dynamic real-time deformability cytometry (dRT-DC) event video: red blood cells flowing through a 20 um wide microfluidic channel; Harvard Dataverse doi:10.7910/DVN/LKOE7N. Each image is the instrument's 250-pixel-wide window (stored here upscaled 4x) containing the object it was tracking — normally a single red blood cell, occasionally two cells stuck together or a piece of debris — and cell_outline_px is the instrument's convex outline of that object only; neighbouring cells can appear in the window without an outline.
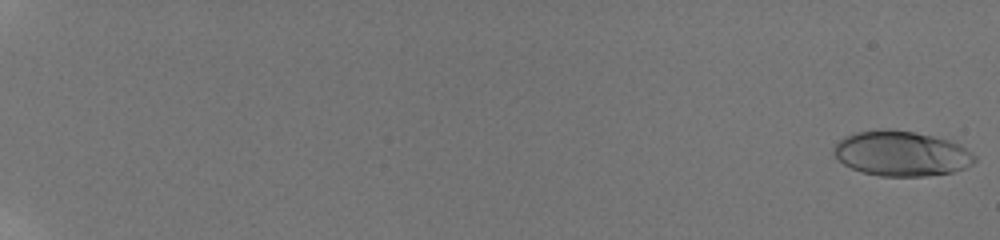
{"species": "human", "species_latin": "Homo sapiens", "temperature_condition": "room temperature", "stored_images_in_passage": 19, "camera_frame_rate_fps": 3000, "um_per_image_px": 0.085, "donor": {"sex": "male"}, "frame": {"image": 1, "passage_image": 1, "time_ms": 0.0, "image_size_px": [1000, 240], "cell_outline_px": [[976, 160], [972, 164], [964, 168], [952, 172], [924, 176], [880, 176], [864, 172], [852, 168], [836, 160], [832, 152], [832, 148], [844, 136], [856, 132], [880, 128], [888, 128], [912, 132], [932, 136], [948, 140], [960, 144], [972, 152], [976, 156]], "centroid_in_image_um": [76.59, 13.04], "position_along_channel_um": 8.4, "area_um2": 37.17}}